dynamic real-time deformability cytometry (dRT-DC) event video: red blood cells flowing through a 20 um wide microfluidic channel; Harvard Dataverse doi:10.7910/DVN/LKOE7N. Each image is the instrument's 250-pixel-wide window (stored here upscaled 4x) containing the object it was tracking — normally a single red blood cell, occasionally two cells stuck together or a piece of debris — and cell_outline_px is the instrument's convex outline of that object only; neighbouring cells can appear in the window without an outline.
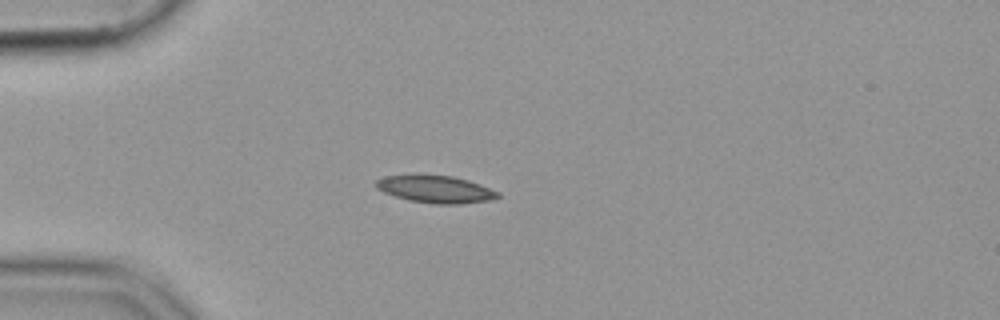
{"species": "common noctule bat (a hibernating species)", "species_latin": "Nyctalus noctula", "temperature_condition": "cold", "stored_images_in_passage": 55, "camera_frame_rate_fps": 3000, "um_per_image_px": 0.085, "animal": {"sex": "female", "body_mass_g": 19.9}, "frame": {"image": 1, "passage_image": 15, "time_ms": 4.667, "image_size_px": [1000, 320], "cell_outline_px": [[500, 196], [488, 200], [460, 204], [436, 204], [408, 200], [384, 192], [376, 188], [376, 180], [384, 176], [412, 172], [420, 172], [452, 176], [468, 180], [480, 184], [500, 192]], "centroid_in_image_um": [36.97, 16.03], "position_along_channel_um": 48.0, "area_um2": 20.06}}
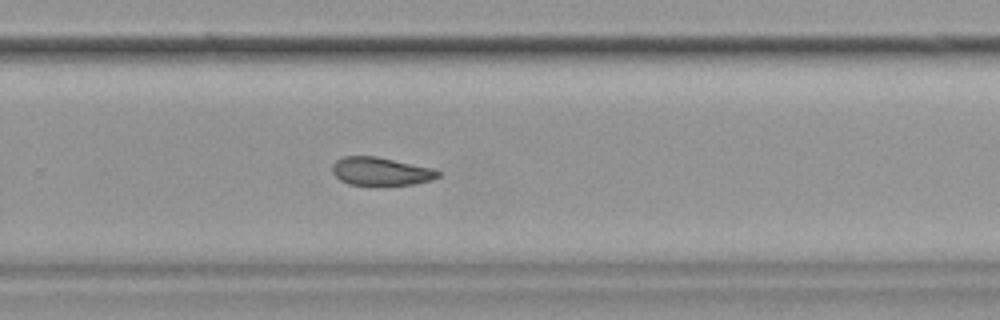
{"frame": {"image": 2, "passage_image": 37, "time_ms": 12.0, "image_size_px": [1000, 320], "cell_outline_px": [[440, 176], [432, 180], [412, 184], [348, 184], [340, 180], [332, 172], [332, 164], [336, 160], [344, 156], [376, 156], [432, 168], [440, 172]], "centroid_in_image_um": [32.35, 14.55], "position_along_channel_um": 297.5, "area_um2": 17.11}}
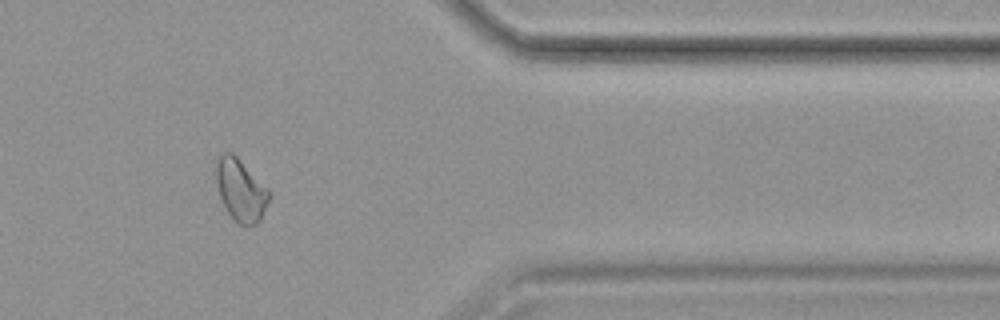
{"frame": {"image": 3, "passage_image": 46, "time_ms": 15.0, "image_size_px": [1000, 320], "cell_outline_px": [[272, 196], [260, 220], [256, 224], [240, 224], [224, 208], [220, 196], [216, 180], [216, 164], [220, 156], [224, 152], [232, 152], [272, 192]], "centroid_in_image_um": [20.49, 16.15], "position_along_channel_um": 390.9, "area_um2": 19.02}}